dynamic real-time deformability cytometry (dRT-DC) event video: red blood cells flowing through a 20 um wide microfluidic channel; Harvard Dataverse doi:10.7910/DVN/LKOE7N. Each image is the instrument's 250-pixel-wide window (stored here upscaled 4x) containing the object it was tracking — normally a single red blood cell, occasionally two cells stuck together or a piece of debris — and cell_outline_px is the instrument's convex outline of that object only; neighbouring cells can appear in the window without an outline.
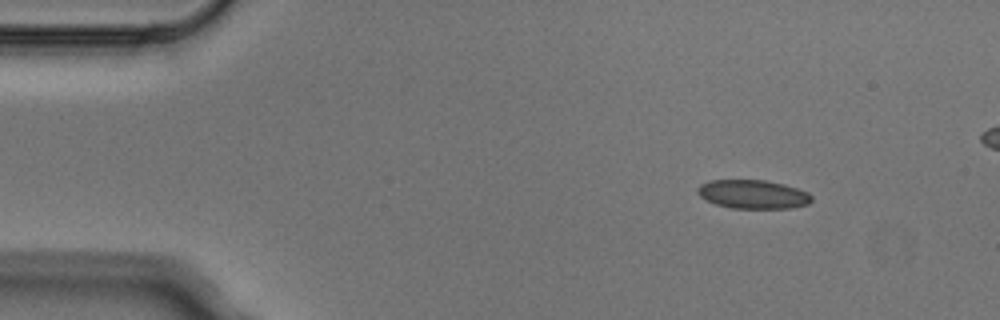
{"species": "Egyptian fruit bat (a non-hibernating species)", "species_latin": "Rousettus aegyptiacus", "temperature_condition": "cold", "stored_images_in_passage": 4, "segment_of_instrument_passage": [1, 2], "camera_frame_rate_fps": 3000, "um_per_image_px": 0.085, "animal": {"sex": "male"}, "frame": {"image": 1, "passage_image": 1, "time_ms": 0.0, "image_size_px": [1000, 320], "cell_outline_px": [[812, 200], [808, 204], [792, 208], [732, 208], [716, 204], [700, 196], [696, 192], [696, 188], [700, 184], [708, 180], [764, 180], [784, 184], [808, 192], [812, 196]], "centroid_in_image_um": [63.99, 16.51], "position_along_channel_um": 21.0, "area_um2": 19.13}}